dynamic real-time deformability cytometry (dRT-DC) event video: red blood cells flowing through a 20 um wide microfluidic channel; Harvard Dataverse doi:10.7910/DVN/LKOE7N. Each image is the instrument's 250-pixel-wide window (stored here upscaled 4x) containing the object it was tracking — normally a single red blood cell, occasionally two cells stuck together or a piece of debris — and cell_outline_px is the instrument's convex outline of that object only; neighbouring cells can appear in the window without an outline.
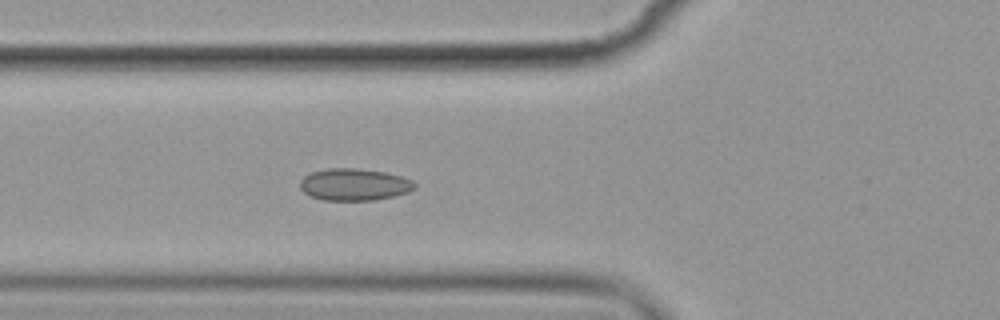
{"species": "common noctule bat (a hibernating species)", "species_latin": "Nyctalus noctula", "temperature_condition": "cold", "stored_images_in_passage": 3, "camera_frame_rate_fps": 3000, "um_per_image_px": 0.085, "animal": {"sex": "female", "body_mass_g": 19.9}, "frame": {"image": 1, "passage_image": 3, "time_ms": 2.333, "image_size_px": [1000, 320], "cell_outline_px": [[416, 188], [408, 192], [392, 196], [372, 200], [324, 200], [312, 196], [304, 192], [300, 188], [300, 180], [304, 176], [312, 172], [328, 168], [356, 168], [384, 172], [400, 176], [412, 180], [416, 184]], "centroid_in_image_um": [30.11, 15.68], "position_along_channel_um": 95.7, "area_um2": 21.21}}